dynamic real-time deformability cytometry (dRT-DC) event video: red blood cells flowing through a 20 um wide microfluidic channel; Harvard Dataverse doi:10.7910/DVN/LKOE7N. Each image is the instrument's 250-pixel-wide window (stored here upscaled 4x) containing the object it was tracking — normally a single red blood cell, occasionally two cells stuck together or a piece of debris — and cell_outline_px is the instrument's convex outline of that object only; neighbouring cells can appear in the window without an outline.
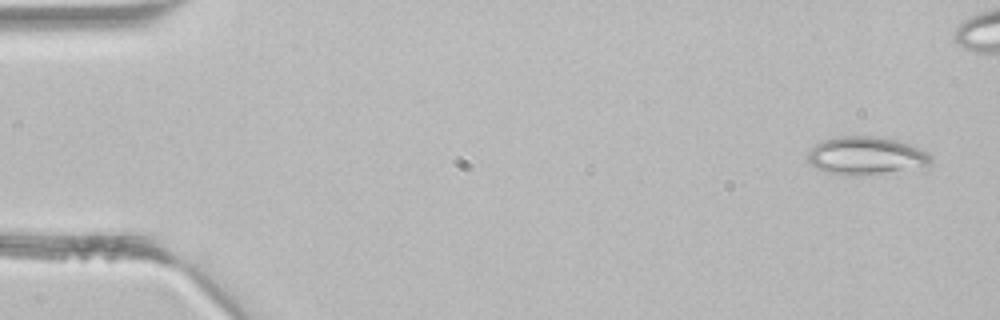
{"species": "common noctule bat (a hibernating species)", "species_latin": "Nyctalus noctula", "temperature_condition": "room temperature", "stored_images_in_passage": 4, "camera_frame_rate_fps": 3000, "um_per_image_px": 0.085, "animal": {"sex": "male", "body_mass_g": 21.5, "forearm_length_mm": 52.0}, "frame": {"image": 1, "passage_image": 4, "time_ms": 1.0, "image_size_px": [1000, 320], "cell_outline_px": [[932, 164], [880, 172], [828, 172], [812, 164], [808, 160], [808, 152], [816, 144], [824, 140], [840, 136], [872, 136], [892, 140], [908, 144], [920, 148], [928, 152], [932, 156]], "centroid_in_image_um": [73.63, 13.17], "position_along_channel_um": 11.4, "area_um2": 25.55}}